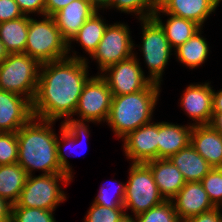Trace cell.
<instances>
[{
  "label": "cell",
  "instance_id": "6da1fadb",
  "mask_svg": "<svg viewBox=\"0 0 222 222\" xmlns=\"http://www.w3.org/2000/svg\"><path fill=\"white\" fill-rule=\"evenodd\" d=\"M73 54L66 59L41 64L32 102L35 118L56 122L74 116L83 87L90 77L88 59L78 56L76 51Z\"/></svg>",
  "mask_w": 222,
  "mask_h": 222
},
{
  "label": "cell",
  "instance_id": "7a4b0ae2",
  "mask_svg": "<svg viewBox=\"0 0 222 222\" xmlns=\"http://www.w3.org/2000/svg\"><path fill=\"white\" fill-rule=\"evenodd\" d=\"M55 121H47L33 117L17 132V163L33 175L34 170L46 174H65L57 160V134L53 130Z\"/></svg>",
  "mask_w": 222,
  "mask_h": 222
},
{
  "label": "cell",
  "instance_id": "3957f363",
  "mask_svg": "<svg viewBox=\"0 0 222 222\" xmlns=\"http://www.w3.org/2000/svg\"><path fill=\"white\" fill-rule=\"evenodd\" d=\"M160 84L150 82L143 90L113 96L106 123L118 138L152 121L153 112L160 95Z\"/></svg>",
  "mask_w": 222,
  "mask_h": 222
},
{
  "label": "cell",
  "instance_id": "277c9868",
  "mask_svg": "<svg viewBox=\"0 0 222 222\" xmlns=\"http://www.w3.org/2000/svg\"><path fill=\"white\" fill-rule=\"evenodd\" d=\"M25 54L41 64L68 58V41L62 36L52 16L37 20L29 16Z\"/></svg>",
  "mask_w": 222,
  "mask_h": 222
},
{
  "label": "cell",
  "instance_id": "5b68a950",
  "mask_svg": "<svg viewBox=\"0 0 222 222\" xmlns=\"http://www.w3.org/2000/svg\"><path fill=\"white\" fill-rule=\"evenodd\" d=\"M41 63L25 53L9 54L0 63V90L24 96L33 102Z\"/></svg>",
  "mask_w": 222,
  "mask_h": 222
},
{
  "label": "cell",
  "instance_id": "8992f818",
  "mask_svg": "<svg viewBox=\"0 0 222 222\" xmlns=\"http://www.w3.org/2000/svg\"><path fill=\"white\" fill-rule=\"evenodd\" d=\"M72 180L67 174L28 175L24 188L12 207L55 211L66 200V194L59 185L64 183L67 186Z\"/></svg>",
  "mask_w": 222,
  "mask_h": 222
},
{
  "label": "cell",
  "instance_id": "52a82bcc",
  "mask_svg": "<svg viewBox=\"0 0 222 222\" xmlns=\"http://www.w3.org/2000/svg\"><path fill=\"white\" fill-rule=\"evenodd\" d=\"M125 184L124 209L128 220L132 215H129L126 209H130L133 216H136L165 201L146 163L131 162L129 177Z\"/></svg>",
  "mask_w": 222,
  "mask_h": 222
},
{
  "label": "cell",
  "instance_id": "ba28073f",
  "mask_svg": "<svg viewBox=\"0 0 222 222\" xmlns=\"http://www.w3.org/2000/svg\"><path fill=\"white\" fill-rule=\"evenodd\" d=\"M139 22L142 27V44L139 47L149 69L147 78L161 85L163 72L173 50L163 28L153 17L141 19Z\"/></svg>",
  "mask_w": 222,
  "mask_h": 222
},
{
  "label": "cell",
  "instance_id": "9c48e42d",
  "mask_svg": "<svg viewBox=\"0 0 222 222\" xmlns=\"http://www.w3.org/2000/svg\"><path fill=\"white\" fill-rule=\"evenodd\" d=\"M130 32L125 23L116 22L107 25L97 49L90 57L96 60L100 72L135 54L133 51L135 44Z\"/></svg>",
  "mask_w": 222,
  "mask_h": 222
},
{
  "label": "cell",
  "instance_id": "30bf717a",
  "mask_svg": "<svg viewBox=\"0 0 222 222\" xmlns=\"http://www.w3.org/2000/svg\"><path fill=\"white\" fill-rule=\"evenodd\" d=\"M113 95L106 80L98 73L90 76L83 87L74 115L78 120L106 122L109 116Z\"/></svg>",
  "mask_w": 222,
  "mask_h": 222
},
{
  "label": "cell",
  "instance_id": "8fae6325",
  "mask_svg": "<svg viewBox=\"0 0 222 222\" xmlns=\"http://www.w3.org/2000/svg\"><path fill=\"white\" fill-rule=\"evenodd\" d=\"M136 54L107 67L100 75L106 80L113 96L143 90L151 81L145 76Z\"/></svg>",
  "mask_w": 222,
  "mask_h": 222
},
{
  "label": "cell",
  "instance_id": "7c38bea8",
  "mask_svg": "<svg viewBox=\"0 0 222 222\" xmlns=\"http://www.w3.org/2000/svg\"><path fill=\"white\" fill-rule=\"evenodd\" d=\"M123 150L132 163L158 159V122L147 123L123 138Z\"/></svg>",
  "mask_w": 222,
  "mask_h": 222
},
{
  "label": "cell",
  "instance_id": "4fadbf2b",
  "mask_svg": "<svg viewBox=\"0 0 222 222\" xmlns=\"http://www.w3.org/2000/svg\"><path fill=\"white\" fill-rule=\"evenodd\" d=\"M211 82L190 84L181 96L180 105L192 125H209L213 115V89Z\"/></svg>",
  "mask_w": 222,
  "mask_h": 222
},
{
  "label": "cell",
  "instance_id": "5bb4252c",
  "mask_svg": "<svg viewBox=\"0 0 222 222\" xmlns=\"http://www.w3.org/2000/svg\"><path fill=\"white\" fill-rule=\"evenodd\" d=\"M33 117L32 102L29 99L0 90V132H17Z\"/></svg>",
  "mask_w": 222,
  "mask_h": 222
},
{
  "label": "cell",
  "instance_id": "9a60e30c",
  "mask_svg": "<svg viewBox=\"0 0 222 222\" xmlns=\"http://www.w3.org/2000/svg\"><path fill=\"white\" fill-rule=\"evenodd\" d=\"M171 201L181 222L215 208L201 182L196 181L186 182Z\"/></svg>",
  "mask_w": 222,
  "mask_h": 222
},
{
  "label": "cell",
  "instance_id": "2e32d148",
  "mask_svg": "<svg viewBox=\"0 0 222 222\" xmlns=\"http://www.w3.org/2000/svg\"><path fill=\"white\" fill-rule=\"evenodd\" d=\"M219 6L217 0H159L155 12H166L173 16L188 19L201 28L209 15Z\"/></svg>",
  "mask_w": 222,
  "mask_h": 222
},
{
  "label": "cell",
  "instance_id": "e0dca14e",
  "mask_svg": "<svg viewBox=\"0 0 222 222\" xmlns=\"http://www.w3.org/2000/svg\"><path fill=\"white\" fill-rule=\"evenodd\" d=\"M95 12L97 10L88 0H74L52 17L62 36L69 42Z\"/></svg>",
  "mask_w": 222,
  "mask_h": 222
},
{
  "label": "cell",
  "instance_id": "ac0fdd59",
  "mask_svg": "<svg viewBox=\"0 0 222 222\" xmlns=\"http://www.w3.org/2000/svg\"><path fill=\"white\" fill-rule=\"evenodd\" d=\"M190 144L213 167L222 168V135L210 125H194Z\"/></svg>",
  "mask_w": 222,
  "mask_h": 222
},
{
  "label": "cell",
  "instance_id": "d6986e66",
  "mask_svg": "<svg viewBox=\"0 0 222 222\" xmlns=\"http://www.w3.org/2000/svg\"><path fill=\"white\" fill-rule=\"evenodd\" d=\"M193 125L158 122V159H169L191 142Z\"/></svg>",
  "mask_w": 222,
  "mask_h": 222
},
{
  "label": "cell",
  "instance_id": "ffe728a7",
  "mask_svg": "<svg viewBox=\"0 0 222 222\" xmlns=\"http://www.w3.org/2000/svg\"><path fill=\"white\" fill-rule=\"evenodd\" d=\"M89 122L95 123L94 121H86V120H78L74 118H68L66 121H62L61 128H60V135L57 137V160L59 163L60 168L62 171L67 174L70 178L73 179L72 168L69 164V161L64 154L65 151L63 150L66 146V149L73 145L80 142V140L88 138L90 136L89 133V125L86 124ZM85 137V138H84ZM60 138V139H59ZM63 143V144H62ZM75 145V146H76ZM68 146V147H67Z\"/></svg>",
  "mask_w": 222,
  "mask_h": 222
},
{
  "label": "cell",
  "instance_id": "44dd1931",
  "mask_svg": "<svg viewBox=\"0 0 222 222\" xmlns=\"http://www.w3.org/2000/svg\"><path fill=\"white\" fill-rule=\"evenodd\" d=\"M146 164L165 200H171L186 184L180 170L169 159H155Z\"/></svg>",
  "mask_w": 222,
  "mask_h": 222
},
{
  "label": "cell",
  "instance_id": "7402d4cb",
  "mask_svg": "<svg viewBox=\"0 0 222 222\" xmlns=\"http://www.w3.org/2000/svg\"><path fill=\"white\" fill-rule=\"evenodd\" d=\"M169 160L180 170L186 182H200L213 168L191 144L172 155Z\"/></svg>",
  "mask_w": 222,
  "mask_h": 222
},
{
  "label": "cell",
  "instance_id": "603a6c76",
  "mask_svg": "<svg viewBox=\"0 0 222 222\" xmlns=\"http://www.w3.org/2000/svg\"><path fill=\"white\" fill-rule=\"evenodd\" d=\"M161 13L169 16L166 23L162 21ZM153 18L163 28L169 45L172 49H176L181 44H184L189 38H191L201 27L195 22L173 16L166 12H154Z\"/></svg>",
  "mask_w": 222,
  "mask_h": 222
},
{
  "label": "cell",
  "instance_id": "cb8c5ba5",
  "mask_svg": "<svg viewBox=\"0 0 222 222\" xmlns=\"http://www.w3.org/2000/svg\"><path fill=\"white\" fill-rule=\"evenodd\" d=\"M29 16L0 23V41L9 54L24 53L27 43Z\"/></svg>",
  "mask_w": 222,
  "mask_h": 222
},
{
  "label": "cell",
  "instance_id": "d4e9b609",
  "mask_svg": "<svg viewBox=\"0 0 222 222\" xmlns=\"http://www.w3.org/2000/svg\"><path fill=\"white\" fill-rule=\"evenodd\" d=\"M107 25L108 24L104 22V19H102L98 11L95 12L85 21L83 26L68 42V54L71 53V43L76 41L77 44L80 43L85 53L89 54L91 57L97 49Z\"/></svg>",
  "mask_w": 222,
  "mask_h": 222
},
{
  "label": "cell",
  "instance_id": "484cf974",
  "mask_svg": "<svg viewBox=\"0 0 222 222\" xmlns=\"http://www.w3.org/2000/svg\"><path fill=\"white\" fill-rule=\"evenodd\" d=\"M26 171L18 164L0 165V198L15 204L24 188Z\"/></svg>",
  "mask_w": 222,
  "mask_h": 222
},
{
  "label": "cell",
  "instance_id": "4316f807",
  "mask_svg": "<svg viewBox=\"0 0 222 222\" xmlns=\"http://www.w3.org/2000/svg\"><path fill=\"white\" fill-rule=\"evenodd\" d=\"M201 30L203 28L197 31L184 44L174 49L177 60L187 68L195 69L205 63L208 58L209 44L206 38L201 35Z\"/></svg>",
  "mask_w": 222,
  "mask_h": 222
},
{
  "label": "cell",
  "instance_id": "83f0119b",
  "mask_svg": "<svg viewBox=\"0 0 222 222\" xmlns=\"http://www.w3.org/2000/svg\"><path fill=\"white\" fill-rule=\"evenodd\" d=\"M159 7V0H111L110 9L114 8L122 13L135 14L138 20L152 18Z\"/></svg>",
  "mask_w": 222,
  "mask_h": 222
},
{
  "label": "cell",
  "instance_id": "f1b7e54d",
  "mask_svg": "<svg viewBox=\"0 0 222 222\" xmlns=\"http://www.w3.org/2000/svg\"><path fill=\"white\" fill-rule=\"evenodd\" d=\"M129 222H181L174 209L171 200H165L162 204L140 213Z\"/></svg>",
  "mask_w": 222,
  "mask_h": 222
},
{
  "label": "cell",
  "instance_id": "f546056e",
  "mask_svg": "<svg viewBox=\"0 0 222 222\" xmlns=\"http://www.w3.org/2000/svg\"><path fill=\"white\" fill-rule=\"evenodd\" d=\"M84 222H129L124 207L108 208L92 202Z\"/></svg>",
  "mask_w": 222,
  "mask_h": 222
},
{
  "label": "cell",
  "instance_id": "4dcf8cb0",
  "mask_svg": "<svg viewBox=\"0 0 222 222\" xmlns=\"http://www.w3.org/2000/svg\"><path fill=\"white\" fill-rule=\"evenodd\" d=\"M103 186L100 188L97 196L94 198L93 203L97 204V205H100V206H105V207H108V208L124 207V196H125L126 184H123L119 181V182H117V185L115 186V189H114V187L113 188H111V187L108 188V187H105L106 185L104 187Z\"/></svg>",
  "mask_w": 222,
  "mask_h": 222
},
{
  "label": "cell",
  "instance_id": "1f68e13d",
  "mask_svg": "<svg viewBox=\"0 0 222 222\" xmlns=\"http://www.w3.org/2000/svg\"><path fill=\"white\" fill-rule=\"evenodd\" d=\"M11 222H56L54 212L41 208H11Z\"/></svg>",
  "mask_w": 222,
  "mask_h": 222
},
{
  "label": "cell",
  "instance_id": "d6a6232c",
  "mask_svg": "<svg viewBox=\"0 0 222 222\" xmlns=\"http://www.w3.org/2000/svg\"><path fill=\"white\" fill-rule=\"evenodd\" d=\"M215 207L222 206V168H212L200 181Z\"/></svg>",
  "mask_w": 222,
  "mask_h": 222
},
{
  "label": "cell",
  "instance_id": "836d02e7",
  "mask_svg": "<svg viewBox=\"0 0 222 222\" xmlns=\"http://www.w3.org/2000/svg\"><path fill=\"white\" fill-rule=\"evenodd\" d=\"M18 141L16 132H0V165L17 163Z\"/></svg>",
  "mask_w": 222,
  "mask_h": 222
},
{
  "label": "cell",
  "instance_id": "e575fe53",
  "mask_svg": "<svg viewBox=\"0 0 222 222\" xmlns=\"http://www.w3.org/2000/svg\"><path fill=\"white\" fill-rule=\"evenodd\" d=\"M23 16L15 0H0V23Z\"/></svg>",
  "mask_w": 222,
  "mask_h": 222
},
{
  "label": "cell",
  "instance_id": "d590c367",
  "mask_svg": "<svg viewBox=\"0 0 222 222\" xmlns=\"http://www.w3.org/2000/svg\"><path fill=\"white\" fill-rule=\"evenodd\" d=\"M23 15L31 16L29 14L45 15V0H15ZM41 14V15H40Z\"/></svg>",
  "mask_w": 222,
  "mask_h": 222
},
{
  "label": "cell",
  "instance_id": "8d00e7d4",
  "mask_svg": "<svg viewBox=\"0 0 222 222\" xmlns=\"http://www.w3.org/2000/svg\"><path fill=\"white\" fill-rule=\"evenodd\" d=\"M221 207H215L214 209L193 216L184 222H222V210Z\"/></svg>",
  "mask_w": 222,
  "mask_h": 222
},
{
  "label": "cell",
  "instance_id": "74e56055",
  "mask_svg": "<svg viewBox=\"0 0 222 222\" xmlns=\"http://www.w3.org/2000/svg\"><path fill=\"white\" fill-rule=\"evenodd\" d=\"M74 0H45V15L53 16Z\"/></svg>",
  "mask_w": 222,
  "mask_h": 222
},
{
  "label": "cell",
  "instance_id": "f35d334b",
  "mask_svg": "<svg viewBox=\"0 0 222 222\" xmlns=\"http://www.w3.org/2000/svg\"><path fill=\"white\" fill-rule=\"evenodd\" d=\"M11 208L12 204L0 198V222H11Z\"/></svg>",
  "mask_w": 222,
  "mask_h": 222
},
{
  "label": "cell",
  "instance_id": "ab89813d",
  "mask_svg": "<svg viewBox=\"0 0 222 222\" xmlns=\"http://www.w3.org/2000/svg\"><path fill=\"white\" fill-rule=\"evenodd\" d=\"M209 125L222 135V112H213Z\"/></svg>",
  "mask_w": 222,
  "mask_h": 222
},
{
  "label": "cell",
  "instance_id": "60d3db41",
  "mask_svg": "<svg viewBox=\"0 0 222 222\" xmlns=\"http://www.w3.org/2000/svg\"><path fill=\"white\" fill-rule=\"evenodd\" d=\"M213 112H222V89L217 92L213 89Z\"/></svg>",
  "mask_w": 222,
  "mask_h": 222
},
{
  "label": "cell",
  "instance_id": "b9f144b4",
  "mask_svg": "<svg viewBox=\"0 0 222 222\" xmlns=\"http://www.w3.org/2000/svg\"><path fill=\"white\" fill-rule=\"evenodd\" d=\"M88 1L98 12L102 9L104 10V8L110 9L111 0H88Z\"/></svg>",
  "mask_w": 222,
  "mask_h": 222
},
{
  "label": "cell",
  "instance_id": "7bdbcfd3",
  "mask_svg": "<svg viewBox=\"0 0 222 222\" xmlns=\"http://www.w3.org/2000/svg\"><path fill=\"white\" fill-rule=\"evenodd\" d=\"M9 55L3 43L0 41V63Z\"/></svg>",
  "mask_w": 222,
  "mask_h": 222
}]
</instances>
